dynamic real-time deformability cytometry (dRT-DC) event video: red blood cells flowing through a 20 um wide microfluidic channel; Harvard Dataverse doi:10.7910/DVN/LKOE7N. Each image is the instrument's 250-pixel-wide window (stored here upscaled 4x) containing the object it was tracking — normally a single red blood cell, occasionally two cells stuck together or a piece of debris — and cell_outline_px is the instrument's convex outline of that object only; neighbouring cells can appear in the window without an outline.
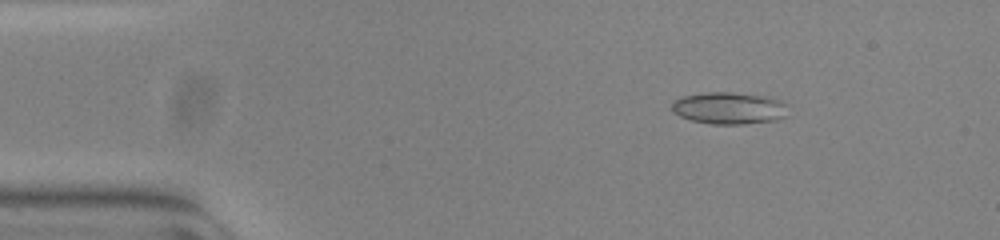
{"species": "common noctule bat (a hibernating species)", "species_latin": "Nyctalus noctula", "temperature_condition": "warm", "stored_images_in_passage": 51, "camera_frame_rate_fps": 3000, "um_per_image_px": 0.085, "animal": {"sex": "female", "body_mass_g": 23.0, "forearm_length_mm": 53.4}, "frame": {"image": 1, "passage_image": 6, "time_ms": 1.667, "image_size_px": [1000, 240], "cell_outline_px": [[788, 104], [784, 116], [776, 120], [744, 124], [712, 124], [692, 120], [680, 116], [672, 112], [672, 100], [680, 96], [708, 92], [732, 92], [764, 96], [780, 100]], "centroid_in_image_um": [61.93, 9.18], "position_along_channel_um": 23.1, "area_um2": 21.73}}
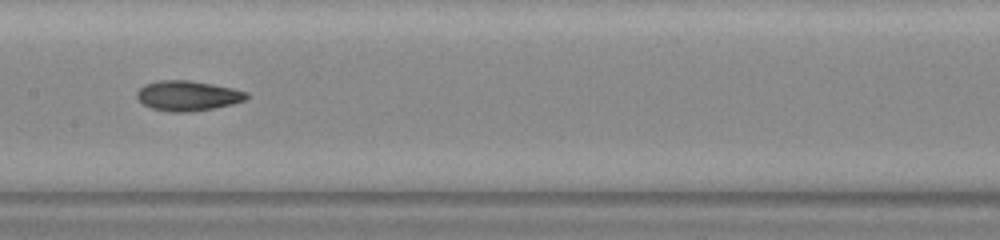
{"frame": {"image": 2, "passage_image": 25, "time_ms": 8.0, "image_size_px": [1000, 240], "cell_outline_px": [[248, 96], [244, 100], [232, 104], [212, 108], [188, 112], [172, 112], [152, 108], [144, 104], [136, 96], [136, 92], [144, 84], [160, 80], [188, 80], [212, 84], [232, 88], [248, 92]], "centroid_in_image_um": [15.94, 8.13], "position_along_channel_um": 191.5, "area_um2": 19.02}}
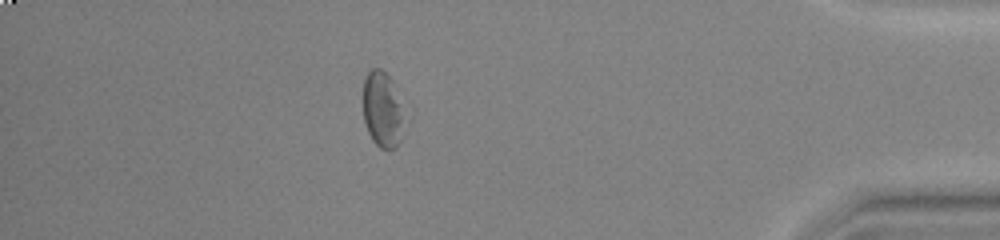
{"frame": {"image": 3, "passage_image": 45, "time_ms": 14.667, "image_size_px": [1000, 240], "cell_outline_px": [[412, 116], [396, 148], [380, 148], [372, 140], [368, 132], [364, 120], [364, 76], [372, 68], [380, 68], [392, 80], [412, 112]], "centroid_in_image_um": [32.68, 9.32], "position_along_channel_um": 402.5, "area_um2": 19.88}, "authors_computed_cell_mechanics": {"area_um2": 19.4786, "velocity_mm_per_s": 3.8494, "shape_relaxation_time_tau1_ms": null, "shape_relaxation_time_tau2_ms": 4.9979, "deformation_change_tau1": null, "deformation_change_tau2": 0.1002}}